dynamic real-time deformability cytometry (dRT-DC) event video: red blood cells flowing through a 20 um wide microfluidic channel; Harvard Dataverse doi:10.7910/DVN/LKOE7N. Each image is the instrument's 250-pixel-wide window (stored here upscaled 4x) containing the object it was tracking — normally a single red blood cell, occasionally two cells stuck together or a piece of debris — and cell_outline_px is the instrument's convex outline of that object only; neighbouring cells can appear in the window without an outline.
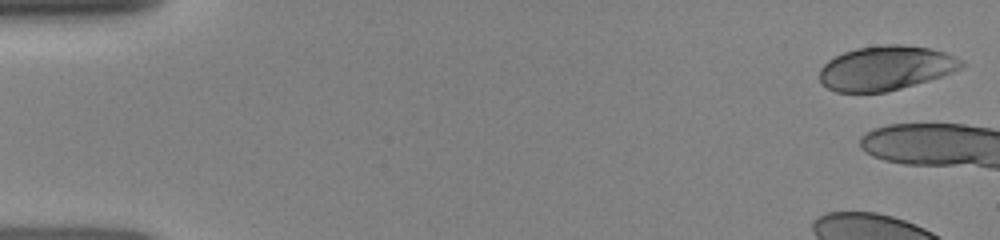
{"species": "human", "species_latin": "Homo sapiens", "temperature_condition": "room temperature", "stored_images_in_passage": 3, "camera_frame_rate_fps": 3000, "um_per_image_px": 0.085, "donor": {"sex": "female"}, "frame": {"image": 1, "passage_image": 1, "time_ms": 0.0, "image_size_px": [1000, 240], "cell_outline_px": [[964, 64], [960, 68], [952, 72], [928, 80], [900, 88], [884, 92], [836, 92], [828, 88], [820, 80], [820, 68], [828, 60], [844, 52], [856, 48], [888, 44], [900, 44], [928, 48], [944, 52], [964, 60]], "centroid_in_image_um": [75.28, 5.78], "position_along_channel_um": 9.7, "area_um2": 36.36}}